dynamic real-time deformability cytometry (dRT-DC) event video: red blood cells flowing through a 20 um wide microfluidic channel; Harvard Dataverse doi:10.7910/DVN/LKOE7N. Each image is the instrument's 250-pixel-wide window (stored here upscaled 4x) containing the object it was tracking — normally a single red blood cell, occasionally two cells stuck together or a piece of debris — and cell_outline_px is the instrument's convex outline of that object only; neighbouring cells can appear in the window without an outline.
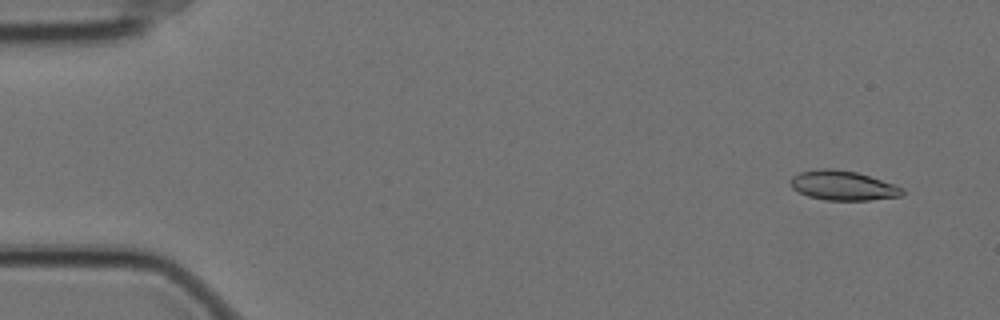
{"species": "Egyptian fruit bat (a non-hibernating species)", "species_latin": "Rousettus aegyptiacus", "temperature_condition": "cold", "stored_images_in_passage": 58, "camera_frame_rate_fps": 3000, "um_per_image_px": 0.085, "animal": {"sex": "female"}, "frame": {"image": 1, "passage_image": 4, "time_ms": 1.0, "image_size_px": [1000, 320], "cell_outline_px": [[904, 192], [900, 196], [868, 200], [824, 200], [808, 196], [792, 188], [788, 180], [792, 176], [800, 172], [816, 168], [832, 168], [856, 172], [904, 188]], "centroid_in_image_um": [71.58, 15.76], "position_along_channel_um": 13.4, "area_um2": 19.19}}
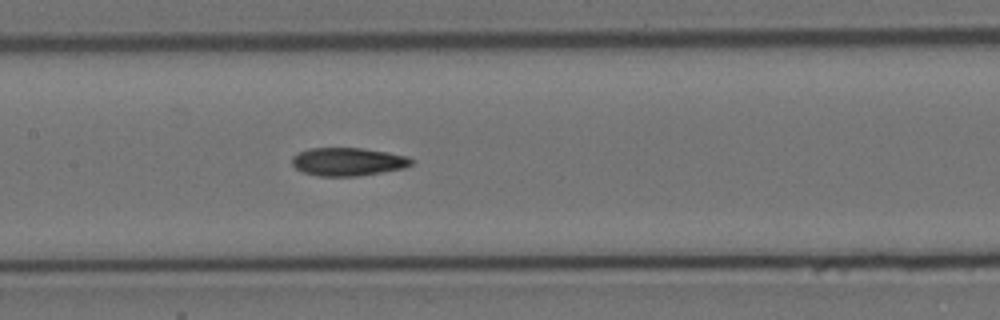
{"frame": {"image": 2, "passage_image": 28, "time_ms": 9.0, "image_size_px": [1000, 320], "cell_outline_px": [[412, 164], [404, 168], [356, 176], [316, 176], [304, 172], [296, 168], [292, 164], [292, 156], [308, 148], [360, 148], [408, 156], [412, 160]], "centroid_in_image_um": [29.54, 13.74], "position_along_channel_um": 177.9, "area_um2": 19.36}}
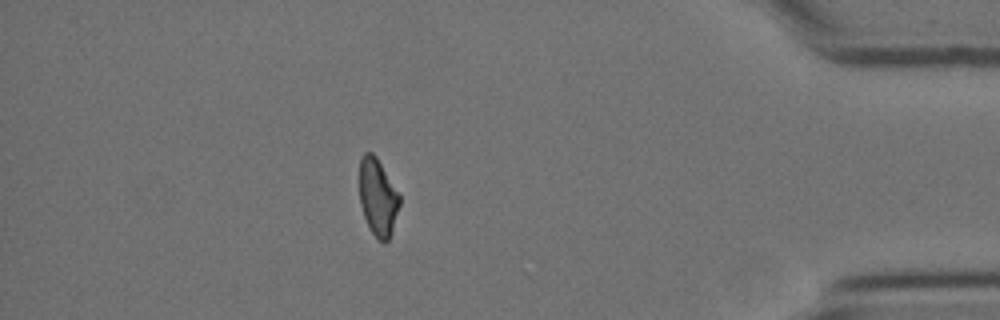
{"frame": {"image": 3, "passage_image": 51, "time_ms": 16.667, "image_size_px": [1000, 320], "cell_outline_px": [[400, 204], [392, 232], [388, 240], [384, 244], [372, 232], [364, 216], [360, 204], [360, 156], [364, 152], [372, 152], [376, 156], [400, 196]], "centroid_in_image_um": [32.11, 16.75], "position_along_channel_um": 403.1, "area_um2": 17.86}, "authors_computed_cell_mechanics": {"area_um2": 19.363, "velocity_mm_per_s": 3.5042, "shape_relaxation_time_tau1_ms": null, "shape_relaxation_time_tau2_ms": 3.8222, "deformation_change_tau1": null, "deformation_change_tau2": 0.098}}